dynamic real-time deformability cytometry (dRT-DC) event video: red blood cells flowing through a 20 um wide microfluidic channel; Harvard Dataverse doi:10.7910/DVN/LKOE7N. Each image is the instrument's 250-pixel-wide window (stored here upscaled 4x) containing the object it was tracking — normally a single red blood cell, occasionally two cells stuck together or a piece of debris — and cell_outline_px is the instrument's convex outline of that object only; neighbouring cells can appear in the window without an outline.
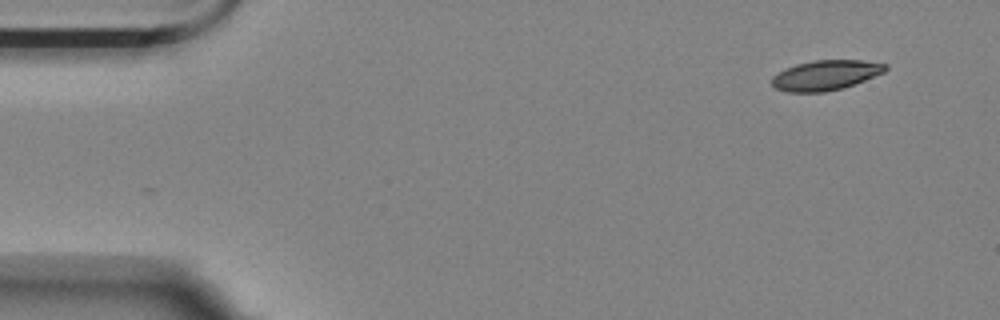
{"species": "Egyptian fruit bat (a non-hibernating species)", "species_latin": "Rousettus aegyptiacus", "temperature_condition": "room temperature", "stored_images_in_passage": 53, "camera_frame_rate_fps": 3000, "um_per_image_px": 0.085, "animal": {"sex": "female"}, "frame": {"image": 1, "passage_image": 1, "time_ms": 0.0, "image_size_px": [1000, 320], "cell_outline_px": [[888, 68], [884, 72], [844, 88], [824, 92], [788, 92], [776, 88], [772, 84], [772, 76], [784, 68], [796, 64], [812, 60], [860, 60], [888, 64]], "centroid_in_image_um": [70.17, 6.38], "position_along_channel_um": 14.8, "area_um2": 19.88}}
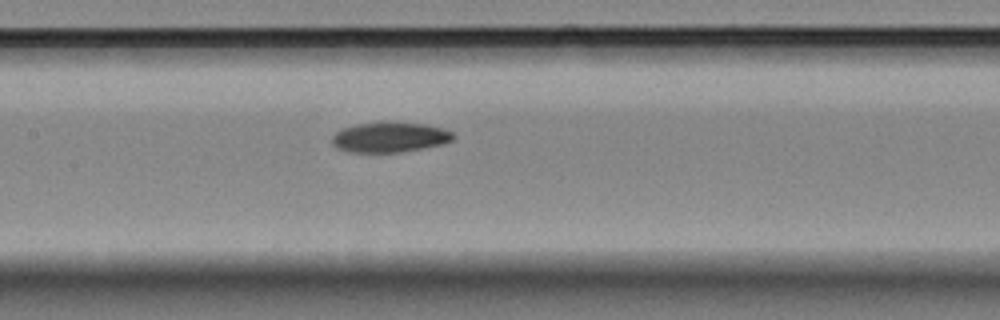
{"frame": {"image": 2, "passage_image": 23, "time_ms": 7.333, "image_size_px": [1000, 320], "cell_outline_px": [[456, 136], [452, 140], [444, 144], [424, 148], [400, 152], [348, 152], [336, 148], [332, 144], [332, 136], [336, 132], [344, 128], [356, 124], [380, 120], [424, 124], [444, 128], [452, 132]], "centroid_in_image_um": [33.14, 11.64], "position_along_channel_um": 174.3, "area_um2": 21.79}}
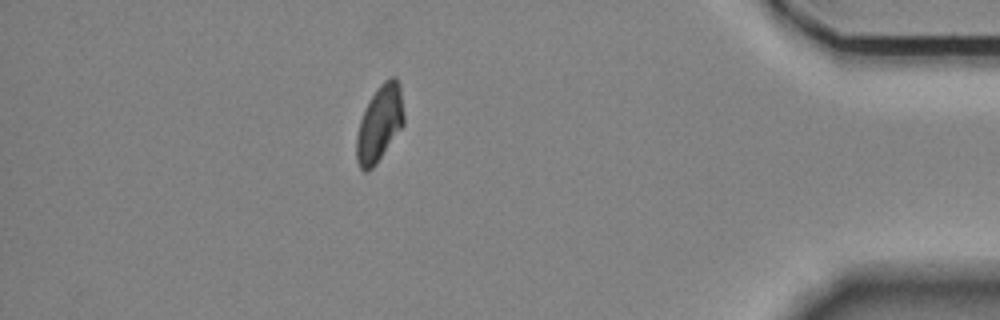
{"frame": {"image": 3, "passage_image": 46, "time_ms": 15.0, "image_size_px": [1000, 320], "cell_outline_px": [[404, 124], [376, 164], [372, 168], [364, 172], [360, 168], [356, 160], [356, 136], [360, 120], [372, 96], [380, 84], [384, 80], [392, 76], [396, 76], [400, 84], [404, 116]], "centroid_in_image_um": [32.27, 10.5], "position_along_channel_um": 402.9, "area_um2": 20.87}, "authors_computed_cell_mechanics": {"area_um2": 21.1548, "velocity_mm_per_s": 3.5453, "shape_relaxation_time_tau1_ms": 6.9929, "shape_relaxation_time_tau2_ms": null, "deformation_change_tau1": 0.1422, "deformation_change_tau2": null}}